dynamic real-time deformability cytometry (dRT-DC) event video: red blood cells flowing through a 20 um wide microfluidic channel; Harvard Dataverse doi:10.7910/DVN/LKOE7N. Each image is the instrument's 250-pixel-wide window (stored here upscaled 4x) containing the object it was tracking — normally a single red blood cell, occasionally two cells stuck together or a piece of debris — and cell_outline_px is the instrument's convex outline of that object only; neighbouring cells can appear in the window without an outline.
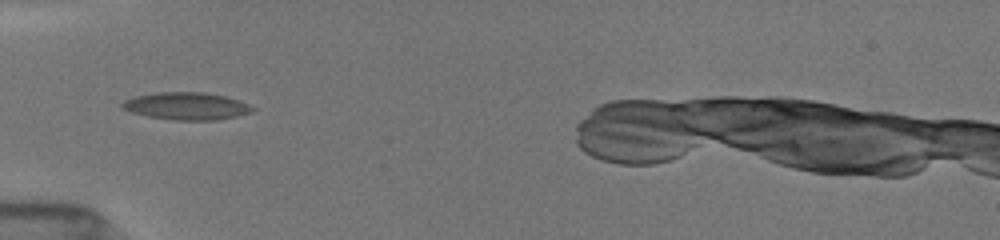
{"species": "common noctule bat (a hibernating species)", "species_latin": "Nyctalus noctula", "temperature_condition": "room temperature", "stored_images_in_passage": 29, "camera_frame_rate_fps": 3000, "um_per_image_px": 0.085, "animal": {"sex": "female", "body_mass_g": 19.5, "forearm_length_mm": 54.1}, "frame": {"image": 1, "passage_image": 1, "time_ms": 0.0, "image_size_px": [1000, 240], "cell_outline_px": [[256, 108], [252, 112], [236, 116], [216, 120], [172, 120], [148, 116], [132, 112], [120, 108], [120, 104], [124, 100], [136, 96], [156, 92], [204, 92], [224, 96], [236, 100]], "centroid_in_image_um": [15.81, 9.02], "position_along_channel_um": 69.2, "area_um2": 20.69}}
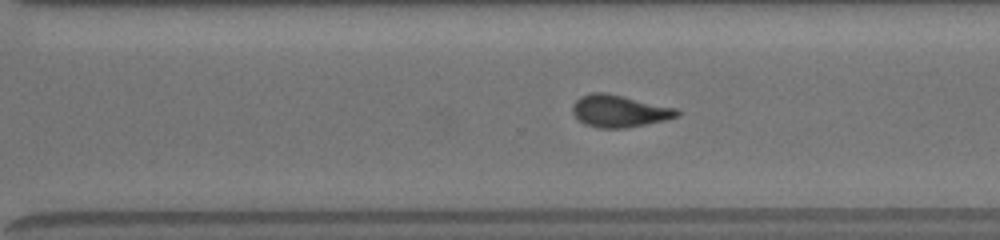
{"frame": {"image": 2, "passage_image": 18, "time_ms": 6.333, "image_size_px": [1000, 240], "cell_outline_px": [[680, 112], [676, 116], [664, 120], [624, 128], [600, 128], [584, 124], [572, 112], [572, 104], [580, 96], [592, 92], [604, 92], [676, 108]], "centroid_in_image_um": [52.58, 9.43], "position_along_channel_um": 318.0, "area_um2": 19.25}}
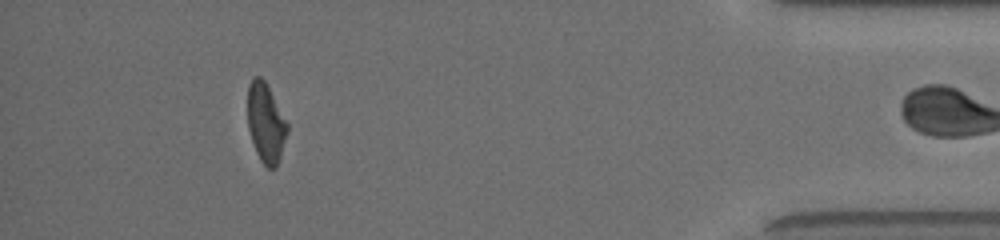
{"frame": {"image": 3, "passage_image": 28, "time_ms": 10.0, "image_size_px": [1000, 240], "cell_outline_px": [[288, 132], [276, 168], [268, 168], [260, 160], [256, 152], [248, 128], [248, 84], [256, 76], [260, 76], [264, 80], [288, 124]], "centroid_in_image_um": [22.59, 10.46], "position_along_channel_um": 412.6, "area_um2": 18.03}}